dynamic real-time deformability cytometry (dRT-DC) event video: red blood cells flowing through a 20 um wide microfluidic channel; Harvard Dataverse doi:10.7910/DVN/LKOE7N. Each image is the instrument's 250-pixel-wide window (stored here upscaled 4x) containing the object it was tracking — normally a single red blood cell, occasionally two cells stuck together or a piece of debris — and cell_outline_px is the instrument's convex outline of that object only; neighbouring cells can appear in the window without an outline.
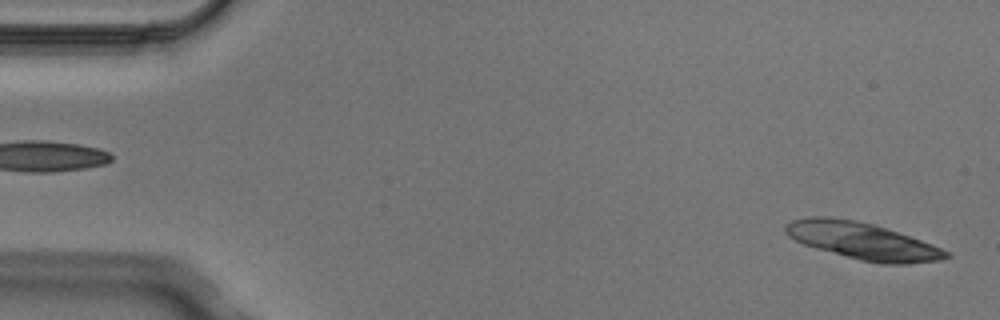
{"species": "Egyptian fruit bat (a non-hibernating species)", "species_latin": "Rousettus aegyptiacus", "temperature_condition": "cold", "stored_images_in_passage": 2, "segment_of_instrument_passage": [2, 2], "camera_frame_rate_fps": 3000, "um_per_image_px": 0.085, "animal": {"sex": "male"}, "frame": {"image": 1, "passage_image": 2, "time_ms": 0.333, "image_size_px": [1000, 320], "cell_outline_px": [[952, 256], [940, 260], [908, 264], [884, 264], [860, 260], [816, 248], [804, 244], [788, 236], [784, 232], [784, 224], [792, 220], [812, 216], [828, 216], [856, 220], [872, 224], [932, 244], [948, 252]], "centroid_in_image_um": [73.27, 20.48], "position_along_channel_um": 11.7, "area_um2": 34.22}}